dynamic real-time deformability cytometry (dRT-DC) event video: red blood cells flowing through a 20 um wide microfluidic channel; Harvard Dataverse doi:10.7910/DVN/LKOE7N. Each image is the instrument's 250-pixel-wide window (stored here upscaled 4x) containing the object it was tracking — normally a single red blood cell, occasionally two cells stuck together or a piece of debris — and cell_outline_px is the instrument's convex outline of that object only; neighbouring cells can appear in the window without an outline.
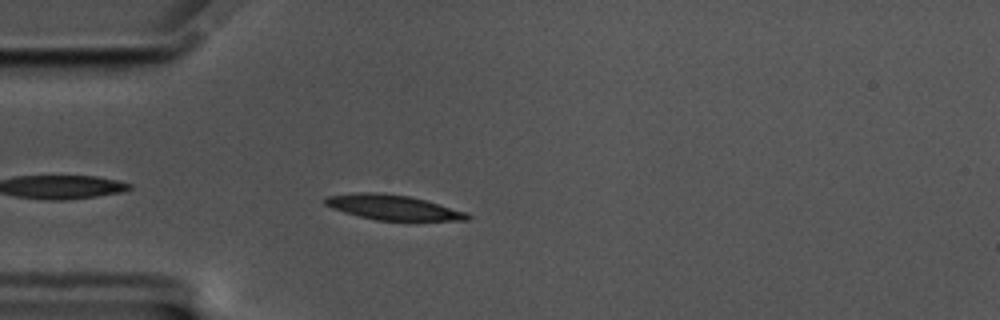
{"species": "common noctule bat (a hibernating species)", "species_latin": "Nyctalus noctula", "temperature_condition": "cold", "stored_images_in_passage": 45, "camera_frame_rate_fps": 3000, "um_per_image_px": 0.085, "animal": {"sex": "male", "body_mass_g": 17.5, "forearm_length_mm": 52.3}, "frame": {"image": 1, "passage_image": 3, "time_ms": 0.667, "image_size_px": [1000, 320], "cell_outline_px": [[472, 216], [468, 220], [376, 220], [344, 212], [332, 208], [324, 204], [324, 196], [360, 192], [376, 192], [408, 196], [424, 200], [468, 212]], "centroid_in_image_um": [33.38, 17.62], "position_along_channel_um": 51.6, "area_um2": 20.52}}
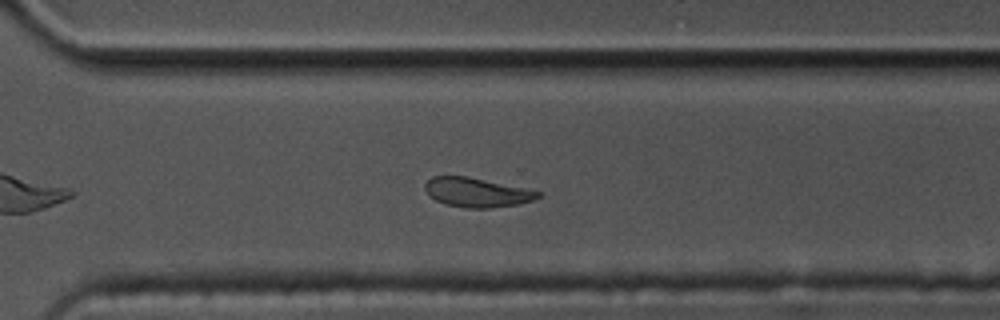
{"frame": {"image": 2, "passage_image": 28, "time_ms": 9.0, "image_size_px": [1000, 320], "cell_outline_px": [[540, 196], [536, 200], [516, 204], [488, 208], [464, 208], [444, 204], [436, 200], [424, 188], [424, 184], [432, 176], [468, 176], [540, 192]], "centroid_in_image_um": [40.5, 16.36], "position_along_channel_um": 330.1, "area_um2": 19.02}}
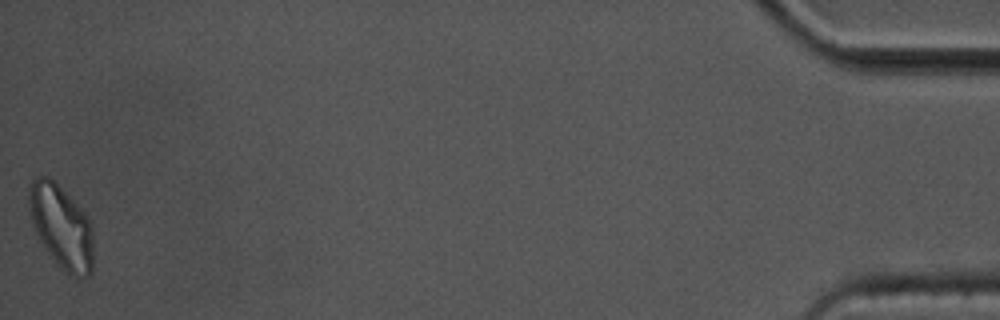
{"frame": {"image": 3, "passage_image": 45, "time_ms": 14.667, "image_size_px": [1000, 320], "cell_outline_px": [[92, 272], [88, 276], [76, 280], [64, 272], [44, 248], [32, 224], [28, 204], [28, 188], [32, 180], [36, 176], [48, 176], [88, 216], [92, 224]], "centroid_in_image_um": [5.21, 19.31], "position_along_channel_um": 430.0, "area_um2": 31.44}, "authors_computed_cell_mechanics": {"area_um2": 20.6346, "velocity_mm_per_s": 3.4641, "shape_relaxation_time_tau1_ms": 5.4811, "shape_relaxation_time_tau2_ms": 8.9503, "deformation_change_tau1": 0.1401, "deformation_change_tau2": 0.1472}}